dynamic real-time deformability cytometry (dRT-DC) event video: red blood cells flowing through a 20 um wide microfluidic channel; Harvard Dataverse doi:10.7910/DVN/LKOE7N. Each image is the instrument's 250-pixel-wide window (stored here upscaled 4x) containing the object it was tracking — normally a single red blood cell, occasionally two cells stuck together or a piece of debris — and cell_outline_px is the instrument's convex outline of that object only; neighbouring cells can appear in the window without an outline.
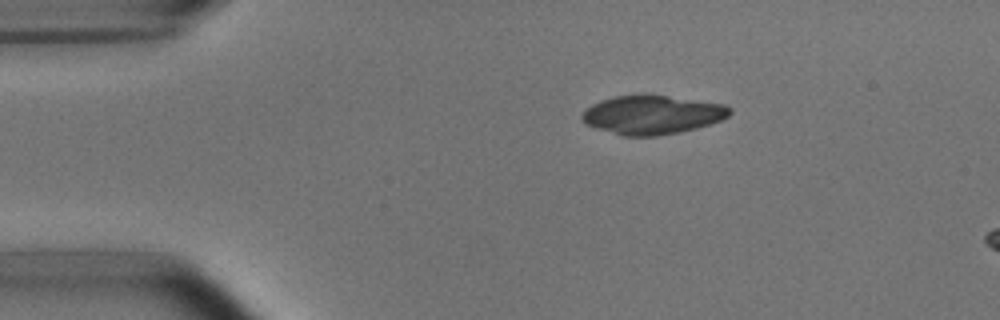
{"species": "common noctule bat (a hibernating species)", "species_latin": "Nyctalus noctula", "temperature_condition": "room temperature", "stored_images_in_passage": 5, "camera_frame_rate_fps": 3000, "um_per_image_px": 0.085, "animal": {"sex": "male", "body_mass_g": 15.6}, "frame": {"image": 1, "passage_image": 5, "time_ms": 1.333, "image_size_px": [1000, 320], "cell_outline_px": [[732, 112], [728, 116], [720, 120], [696, 128], [680, 132], [660, 136], [624, 136], [596, 128], [584, 124], [580, 116], [592, 104], [600, 100], [616, 96], [668, 96], [724, 104], [732, 108]], "centroid_in_image_um": [55.43, 9.77], "position_along_channel_um": 29.6, "area_um2": 33.06}}